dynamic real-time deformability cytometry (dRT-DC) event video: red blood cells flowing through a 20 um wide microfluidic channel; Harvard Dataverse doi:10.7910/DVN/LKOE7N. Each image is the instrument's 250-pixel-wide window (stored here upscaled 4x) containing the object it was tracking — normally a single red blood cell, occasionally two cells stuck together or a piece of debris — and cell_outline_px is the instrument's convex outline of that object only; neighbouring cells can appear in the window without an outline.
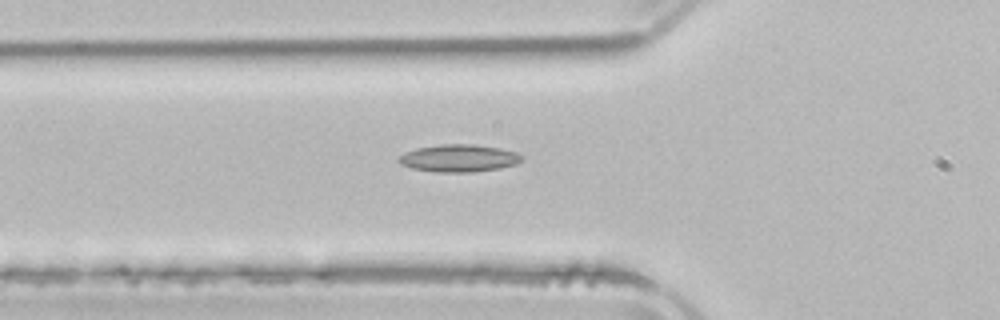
{"species": "common noctule bat (a hibernating species)", "species_latin": "Nyctalus noctula", "temperature_condition": "room temperature", "stored_images_in_passage": 5, "camera_frame_rate_fps": 3000, "um_per_image_px": 0.085, "animal": {"sex": "male", "body_mass_g": 21.5, "forearm_length_mm": 52.0}, "frame": {"image": 1, "passage_image": 5, "time_ms": 7.0, "image_size_px": [1000, 320], "cell_outline_px": [[524, 156], [516, 164], [500, 168], [472, 172], [436, 172], [412, 168], [400, 164], [396, 160], [404, 152], [416, 148], [440, 144], [472, 144], [500, 148], [516, 152]], "centroid_in_image_um": [38.98, 13.44], "position_along_channel_um": 86.8, "area_um2": 19.71}}